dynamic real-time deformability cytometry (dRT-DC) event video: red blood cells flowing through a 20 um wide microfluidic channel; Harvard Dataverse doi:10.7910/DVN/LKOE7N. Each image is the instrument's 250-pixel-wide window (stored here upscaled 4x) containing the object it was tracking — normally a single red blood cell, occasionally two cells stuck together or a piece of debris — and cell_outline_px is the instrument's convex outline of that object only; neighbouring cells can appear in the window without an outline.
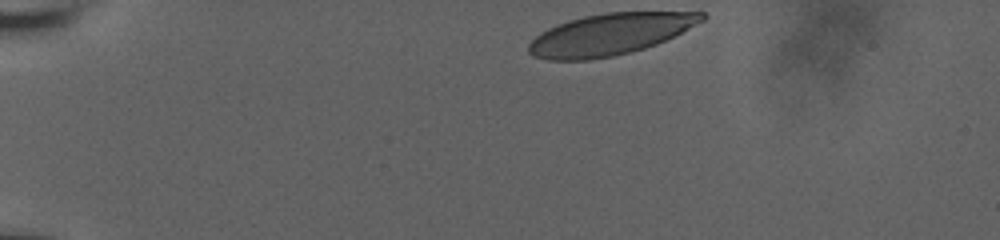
{"species": "human", "species_latin": "Homo sapiens", "temperature_condition": "room temperature", "stored_images_in_passage": 6, "camera_frame_rate_fps": 3000, "um_per_image_px": 0.085, "donor": {"sex": "male"}, "frame": {"image": 1, "passage_image": 1, "time_ms": 0.0, "image_size_px": [1000, 240], "cell_outline_px": [[708, 16], [704, 20], [656, 44], [644, 48], [612, 56], [588, 60], [548, 60], [532, 56], [528, 52], [528, 44], [540, 32], [556, 24], [568, 20], [584, 16], [608, 12], [704, 12]], "centroid_in_image_um": [51.79, 2.91], "position_along_channel_um": 33.2, "area_um2": 41.62}}
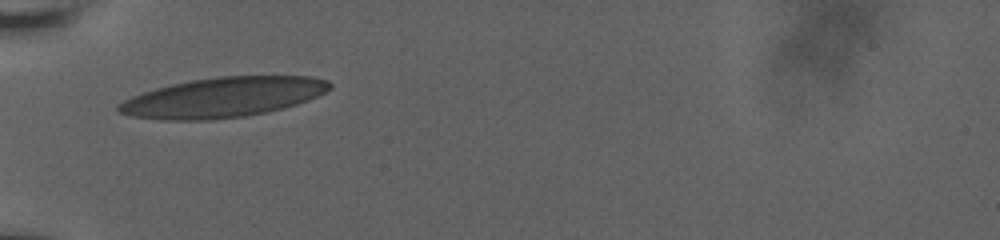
{"frame": {"image": 2, "passage_image": 5, "time_ms": 3.0, "image_size_px": [1000, 240], "cell_outline_px": [[332, 88], [308, 100], [296, 104], [264, 112], [244, 116], [212, 120], [164, 120], [132, 116], [120, 112], [116, 108], [116, 104], [132, 96], [156, 88], [172, 84], [192, 80], [220, 76], [312, 76], [328, 80], [332, 84]], "centroid_in_image_um": [18.95, 8.27], "position_along_channel_um": 66.1, "area_um2": 48.84}}